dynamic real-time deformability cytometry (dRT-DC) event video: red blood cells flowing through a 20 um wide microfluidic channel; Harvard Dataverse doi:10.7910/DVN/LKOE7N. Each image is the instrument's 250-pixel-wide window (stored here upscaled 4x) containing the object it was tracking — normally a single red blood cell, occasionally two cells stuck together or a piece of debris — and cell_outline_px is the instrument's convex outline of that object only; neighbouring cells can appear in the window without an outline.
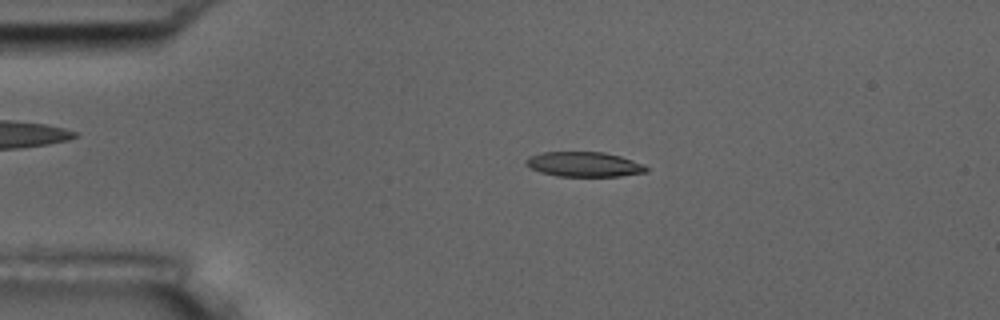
{"species": "common noctule bat (a hibernating species)", "species_latin": "Nyctalus noctula", "temperature_condition": "room temperature", "stored_images_in_passage": 3, "camera_frame_rate_fps": 3000, "um_per_image_px": 0.085, "animal": {"sex": "male", "body_mass_g": 17.5, "forearm_length_mm": 52.3}, "frame": {"image": 1, "passage_image": 2, "time_ms": 1.333, "image_size_px": [1000, 320], "cell_outline_px": [[648, 172], [620, 176], [556, 176], [540, 172], [524, 164], [524, 160], [528, 156], [540, 152], [604, 152], [620, 156], [644, 164], [648, 168]], "centroid_in_image_um": [49.62, 13.96], "position_along_channel_um": 35.4, "area_um2": 17.57}}